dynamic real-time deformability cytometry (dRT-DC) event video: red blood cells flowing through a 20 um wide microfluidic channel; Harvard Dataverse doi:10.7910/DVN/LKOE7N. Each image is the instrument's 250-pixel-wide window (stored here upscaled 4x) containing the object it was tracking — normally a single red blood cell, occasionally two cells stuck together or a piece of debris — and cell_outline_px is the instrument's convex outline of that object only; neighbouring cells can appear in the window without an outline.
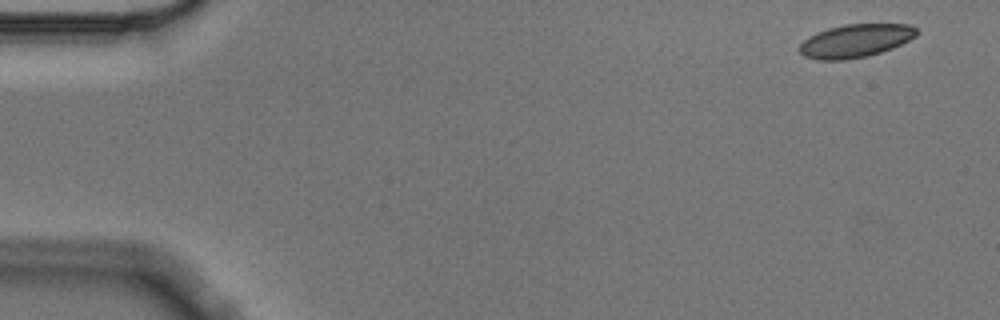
{"species": "Egyptian fruit bat (a non-hibernating species)", "species_latin": "Rousettus aegyptiacus", "temperature_condition": "cold", "stored_images_in_passage": 7, "camera_frame_rate_fps": 3000, "um_per_image_px": 0.085, "animal": {"sex": "male"}, "frame": {"image": 1, "passage_image": 1, "time_ms": 0.0, "image_size_px": [1000, 320], "cell_outline_px": [[916, 36], [892, 48], [868, 56], [844, 60], [816, 60], [804, 56], [800, 52], [800, 44], [808, 36], [816, 32], [828, 28], [844, 24], [908, 24], [916, 28]], "centroid_in_image_um": [72.67, 3.47], "position_along_channel_um": 12.3, "area_um2": 22.6}}
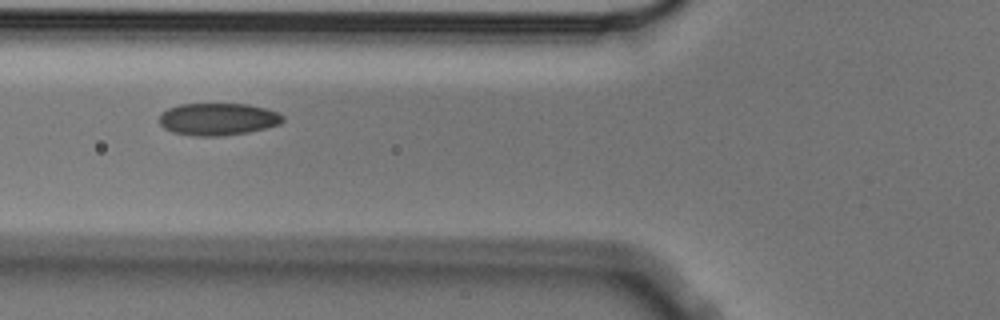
{"frame": {"image": 2, "passage_image": 6, "time_ms": 1.667, "image_size_px": [1000, 320], "cell_outline_px": [[284, 120], [280, 124], [248, 132], [220, 136], [192, 136], [172, 132], [164, 128], [160, 124], [160, 116], [168, 108], [180, 104], [248, 104], [268, 108], [280, 112], [284, 116]], "centroid_in_image_um": [18.56, 10.12], "position_along_channel_um": 107.2, "area_um2": 23.35}}
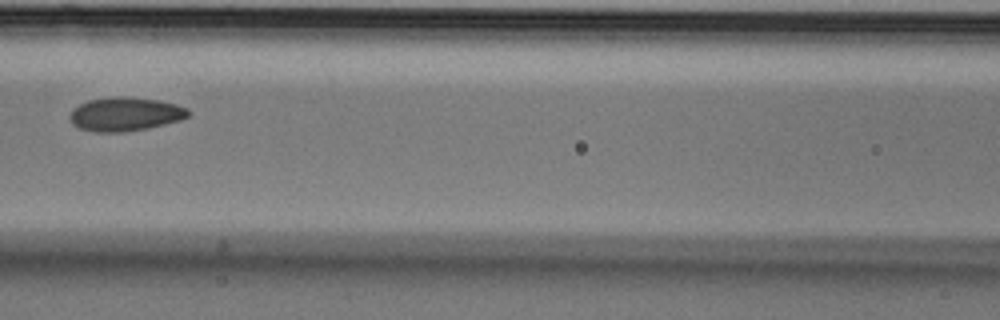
{"frame": {"image": 3, "passage_image": 7, "time_ms": 2.0, "image_size_px": [1000, 320], "cell_outline_px": [[192, 112], [188, 116], [180, 120], [148, 128], [124, 132], [96, 132], [80, 128], [72, 124], [68, 116], [72, 108], [88, 100], [112, 96], [124, 96], [160, 100], [176, 104], [188, 108]], "centroid_in_image_um": [10.63, 9.69], "position_along_channel_um": 156.0, "area_um2": 23.58}}